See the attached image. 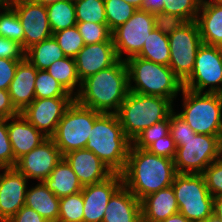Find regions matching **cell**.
Returning a JSON list of instances; mask_svg holds the SVG:
<instances>
[{
    "mask_svg": "<svg viewBox=\"0 0 222 222\" xmlns=\"http://www.w3.org/2000/svg\"><path fill=\"white\" fill-rule=\"evenodd\" d=\"M74 97L46 70H38L35 81V99Z\"/></svg>",
    "mask_w": 222,
    "mask_h": 222,
    "instance_id": "34",
    "label": "cell"
},
{
    "mask_svg": "<svg viewBox=\"0 0 222 222\" xmlns=\"http://www.w3.org/2000/svg\"><path fill=\"white\" fill-rule=\"evenodd\" d=\"M186 21L178 16L163 11L154 13L155 29H158L162 34L169 35L176 29L184 25Z\"/></svg>",
    "mask_w": 222,
    "mask_h": 222,
    "instance_id": "42",
    "label": "cell"
},
{
    "mask_svg": "<svg viewBox=\"0 0 222 222\" xmlns=\"http://www.w3.org/2000/svg\"><path fill=\"white\" fill-rule=\"evenodd\" d=\"M131 145L117 114L101 113L95 119L85 149L91 150L114 173H121Z\"/></svg>",
    "mask_w": 222,
    "mask_h": 222,
    "instance_id": "3",
    "label": "cell"
},
{
    "mask_svg": "<svg viewBox=\"0 0 222 222\" xmlns=\"http://www.w3.org/2000/svg\"><path fill=\"white\" fill-rule=\"evenodd\" d=\"M199 10L197 0H167L162 8L163 12L178 15L186 22L196 21Z\"/></svg>",
    "mask_w": 222,
    "mask_h": 222,
    "instance_id": "38",
    "label": "cell"
},
{
    "mask_svg": "<svg viewBox=\"0 0 222 222\" xmlns=\"http://www.w3.org/2000/svg\"><path fill=\"white\" fill-rule=\"evenodd\" d=\"M30 1L34 2V3L42 4L44 6H47L49 4H52V3H55V2H58V1H62V0H30Z\"/></svg>",
    "mask_w": 222,
    "mask_h": 222,
    "instance_id": "53",
    "label": "cell"
},
{
    "mask_svg": "<svg viewBox=\"0 0 222 222\" xmlns=\"http://www.w3.org/2000/svg\"><path fill=\"white\" fill-rule=\"evenodd\" d=\"M46 7L52 33L76 26V10L73 0L58 1Z\"/></svg>",
    "mask_w": 222,
    "mask_h": 222,
    "instance_id": "30",
    "label": "cell"
},
{
    "mask_svg": "<svg viewBox=\"0 0 222 222\" xmlns=\"http://www.w3.org/2000/svg\"><path fill=\"white\" fill-rule=\"evenodd\" d=\"M74 60L77 74L82 82L100 70L111 67L119 59L113 41H104L98 44L84 45Z\"/></svg>",
    "mask_w": 222,
    "mask_h": 222,
    "instance_id": "18",
    "label": "cell"
},
{
    "mask_svg": "<svg viewBox=\"0 0 222 222\" xmlns=\"http://www.w3.org/2000/svg\"><path fill=\"white\" fill-rule=\"evenodd\" d=\"M43 182L58 198L81 192L83 189L77 175L64 158Z\"/></svg>",
    "mask_w": 222,
    "mask_h": 222,
    "instance_id": "26",
    "label": "cell"
},
{
    "mask_svg": "<svg viewBox=\"0 0 222 222\" xmlns=\"http://www.w3.org/2000/svg\"><path fill=\"white\" fill-rule=\"evenodd\" d=\"M154 28V13L138 9L126 23L114 29L111 37L118 59L122 60L123 53H127L125 60L136 56Z\"/></svg>",
    "mask_w": 222,
    "mask_h": 222,
    "instance_id": "12",
    "label": "cell"
},
{
    "mask_svg": "<svg viewBox=\"0 0 222 222\" xmlns=\"http://www.w3.org/2000/svg\"><path fill=\"white\" fill-rule=\"evenodd\" d=\"M172 104L167 98L129 91L116 114L123 132L133 142L146 128L167 119L174 111Z\"/></svg>",
    "mask_w": 222,
    "mask_h": 222,
    "instance_id": "4",
    "label": "cell"
},
{
    "mask_svg": "<svg viewBox=\"0 0 222 222\" xmlns=\"http://www.w3.org/2000/svg\"><path fill=\"white\" fill-rule=\"evenodd\" d=\"M75 97L35 99L20 114L47 138H51Z\"/></svg>",
    "mask_w": 222,
    "mask_h": 222,
    "instance_id": "14",
    "label": "cell"
},
{
    "mask_svg": "<svg viewBox=\"0 0 222 222\" xmlns=\"http://www.w3.org/2000/svg\"><path fill=\"white\" fill-rule=\"evenodd\" d=\"M162 222H190V221L180 212H177L172 216H169L167 219H165Z\"/></svg>",
    "mask_w": 222,
    "mask_h": 222,
    "instance_id": "51",
    "label": "cell"
},
{
    "mask_svg": "<svg viewBox=\"0 0 222 222\" xmlns=\"http://www.w3.org/2000/svg\"><path fill=\"white\" fill-rule=\"evenodd\" d=\"M146 150L157 156L174 159L176 153V145L169 132L166 136L149 145Z\"/></svg>",
    "mask_w": 222,
    "mask_h": 222,
    "instance_id": "44",
    "label": "cell"
},
{
    "mask_svg": "<svg viewBox=\"0 0 222 222\" xmlns=\"http://www.w3.org/2000/svg\"><path fill=\"white\" fill-rule=\"evenodd\" d=\"M101 112L80 105L76 100L68 107L51 137L62 155L85 149L95 119Z\"/></svg>",
    "mask_w": 222,
    "mask_h": 222,
    "instance_id": "8",
    "label": "cell"
},
{
    "mask_svg": "<svg viewBox=\"0 0 222 222\" xmlns=\"http://www.w3.org/2000/svg\"><path fill=\"white\" fill-rule=\"evenodd\" d=\"M14 166L15 158L8 136L7 119H0V169Z\"/></svg>",
    "mask_w": 222,
    "mask_h": 222,
    "instance_id": "41",
    "label": "cell"
},
{
    "mask_svg": "<svg viewBox=\"0 0 222 222\" xmlns=\"http://www.w3.org/2000/svg\"><path fill=\"white\" fill-rule=\"evenodd\" d=\"M7 222H48L38 212L27 206H22Z\"/></svg>",
    "mask_w": 222,
    "mask_h": 222,
    "instance_id": "47",
    "label": "cell"
},
{
    "mask_svg": "<svg viewBox=\"0 0 222 222\" xmlns=\"http://www.w3.org/2000/svg\"><path fill=\"white\" fill-rule=\"evenodd\" d=\"M38 69L26 58L18 63L8 93L15 108L21 113L35 100V81Z\"/></svg>",
    "mask_w": 222,
    "mask_h": 222,
    "instance_id": "21",
    "label": "cell"
},
{
    "mask_svg": "<svg viewBox=\"0 0 222 222\" xmlns=\"http://www.w3.org/2000/svg\"><path fill=\"white\" fill-rule=\"evenodd\" d=\"M102 222H142L141 201L122 185L110 198Z\"/></svg>",
    "mask_w": 222,
    "mask_h": 222,
    "instance_id": "22",
    "label": "cell"
},
{
    "mask_svg": "<svg viewBox=\"0 0 222 222\" xmlns=\"http://www.w3.org/2000/svg\"><path fill=\"white\" fill-rule=\"evenodd\" d=\"M176 174L173 159L157 156L133 144L121 172L123 185L140 201L151 193L171 186Z\"/></svg>",
    "mask_w": 222,
    "mask_h": 222,
    "instance_id": "1",
    "label": "cell"
},
{
    "mask_svg": "<svg viewBox=\"0 0 222 222\" xmlns=\"http://www.w3.org/2000/svg\"><path fill=\"white\" fill-rule=\"evenodd\" d=\"M82 192L60 198L58 222H83Z\"/></svg>",
    "mask_w": 222,
    "mask_h": 222,
    "instance_id": "35",
    "label": "cell"
},
{
    "mask_svg": "<svg viewBox=\"0 0 222 222\" xmlns=\"http://www.w3.org/2000/svg\"><path fill=\"white\" fill-rule=\"evenodd\" d=\"M7 3L15 10L22 24L25 51L53 35L46 6L30 0H7Z\"/></svg>",
    "mask_w": 222,
    "mask_h": 222,
    "instance_id": "13",
    "label": "cell"
},
{
    "mask_svg": "<svg viewBox=\"0 0 222 222\" xmlns=\"http://www.w3.org/2000/svg\"><path fill=\"white\" fill-rule=\"evenodd\" d=\"M59 205L60 198L43 181L26 191L25 206L34 209L48 222H58Z\"/></svg>",
    "mask_w": 222,
    "mask_h": 222,
    "instance_id": "25",
    "label": "cell"
},
{
    "mask_svg": "<svg viewBox=\"0 0 222 222\" xmlns=\"http://www.w3.org/2000/svg\"><path fill=\"white\" fill-rule=\"evenodd\" d=\"M220 138L207 134H195L176 145L174 164L177 173L202 174L220 157Z\"/></svg>",
    "mask_w": 222,
    "mask_h": 222,
    "instance_id": "9",
    "label": "cell"
},
{
    "mask_svg": "<svg viewBox=\"0 0 222 222\" xmlns=\"http://www.w3.org/2000/svg\"><path fill=\"white\" fill-rule=\"evenodd\" d=\"M6 0H0V6L5 2Z\"/></svg>",
    "mask_w": 222,
    "mask_h": 222,
    "instance_id": "58",
    "label": "cell"
},
{
    "mask_svg": "<svg viewBox=\"0 0 222 222\" xmlns=\"http://www.w3.org/2000/svg\"><path fill=\"white\" fill-rule=\"evenodd\" d=\"M196 22L203 44L222 47V4H201Z\"/></svg>",
    "mask_w": 222,
    "mask_h": 222,
    "instance_id": "24",
    "label": "cell"
},
{
    "mask_svg": "<svg viewBox=\"0 0 222 222\" xmlns=\"http://www.w3.org/2000/svg\"><path fill=\"white\" fill-rule=\"evenodd\" d=\"M0 13V36L20 43L24 49V30L15 10L7 3H3Z\"/></svg>",
    "mask_w": 222,
    "mask_h": 222,
    "instance_id": "31",
    "label": "cell"
},
{
    "mask_svg": "<svg viewBox=\"0 0 222 222\" xmlns=\"http://www.w3.org/2000/svg\"><path fill=\"white\" fill-rule=\"evenodd\" d=\"M170 132V118L155 123L152 126L146 128L133 142L132 144L139 149H146L153 142L166 136Z\"/></svg>",
    "mask_w": 222,
    "mask_h": 222,
    "instance_id": "39",
    "label": "cell"
},
{
    "mask_svg": "<svg viewBox=\"0 0 222 222\" xmlns=\"http://www.w3.org/2000/svg\"><path fill=\"white\" fill-rule=\"evenodd\" d=\"M213 213L218 216L222 222V195L216 196L213 199Z\"/></svg>",
    "mask_w": 222,
    "mask_h": 222,
    "instance_id": "50",
    "label": "cell"
},
{
    "mask_svg": "<svg viewBox=\"0 0 222 222\" xmlns=\"http://www.w3.org/2000/svg\"><path fill=\"white\" fill-rule=\"evenodd\" d=\"M197 1L200 5L205 3V0H197Z\"/></svg>",
    "mask_w": 222,
    "mask_h": 222,
    "instance_id": "57",
    "label": "cell"
},
{
    "mask_svg": "<svg viewBox=\"0 0 222 222\" xmlns=\"http://www.w3.org/2000/svg\"><path fill=\"white\" fill-rule=\"evenodd\" d=\"M27 178L15 168L0 174V222H7L25 205Z\"/></svg>",
    "mask_w": 222,
    "mask_h": 222,
    "instance_id": "17",
    "label": "cell"
},
{
    "mask_svg": "<svg viewBox=\"0 0 222 222\" xmlns=\"http://www.w3.org/2000/svg\"><path fill=\"white\" fill-rule=\"evenodd\" d=\"M18 60L0 58V89L8 90L15 76Z\"/></svg>",
    "mask_w": 222,
    "mask_h": 222,
    "instance_id": "46",
    "label": "cell"
},
{
    "mask_svg": "<svg viewBox=\"0 0 222 222\" xmlns=\"http://www.w3.org/2000/svg\"><path fill=\"white\" fill-rule=\"evenodd\" d=\"M170 134L177 145L181 140H187L190 137H195V132L189 125L174 111L170 114Z\"/></svg>",
    "mask_w": 222,
    "mask_h": 222,
    "instance_id": "43",
    "label": "cell"
},
{
    "mask_svg": "<svg viewBox=\"0 0 222 222\" xmlns=\"http://www.w3.org/2000/svg\"><path fill=\"white\" fill-rule=\"evenodd\" d=\"M220 84V85H219ZM222 94V47L203 44L198 48L190 77L183 83L187 90Z\"/></svg>",
    "mask_w": 222,
    "mask_h": 222,
    "instance_id": "11",
    "label": "cell"
},
{
    "mask_svg": "<svg viewBox=\"0 0 222 222\" xmlns=\"http://www.w3.org/2000/svg\"><path fill=\"white\" fill-rule=\"evenodd\" d=\"M76 27L83 37L85 45L113 41L107 24L77 22Z\"/></svg>",
    "mask_w": 222,
    "mask_h": 222,
    "instance_id": "37",
    "label": "cell"
},
{
    "mask_svg": "<svg viewBox=\"0 0 222 222\" xmlns=\"http://www.w3.org/2000/svg\"><path fill=\"white\" fill-rule=\"evenodd\" d=\"M204 4H222V0H205Z\"/></svg>",
    "mask_w": 222,
    "mask_h": 222,
    "instance_id": "55",
    "label": "cell"
},
{
    "mask_svg": "<svg viewBox=\"0 0 222 222\" xmlns=\"http://www.w3.org/2000/svg\"><path fill=\"white\" fill-rule=\"evenodd\" d=\"M25 52L20 43L0 36V58L23 61Z\"/></svg>",
    "mask_w": 222,
    "mask_h": 222,
    "instance_id": "45",
    "label": "cell"
},
{
    "mask_svg": "<svg viewBox=\"0 0 222 222\" xmlns=\"http://www.w3.org/2000/svg\"><path fill=\"white\" fill-rule=\"evenodd\" d=\"M46 71L72 96H77L82 82L77 74V67L73 58L64 57L56 60L46 69ZM77 85L79 89H77V92H74Z\"/></svg>",
    "mask_w": 222,
    "mask_h": 222,
    "instance_id": "29",
    "label": "cell"
},
{
    "mask_svg": "<svg viewBox=\"0 0 222 222\" xmlns=\"http://www.w3.org/2000/svg\"><path fill=\"white\" fill-rule=\"evenodd\" d=\"M63 159L61 151L52 138H47L39 146L16 161L14 168L27 179L44 181Z\"/></svg>",
    "mask_w": 222,
    "mask_h": 222,
    "instance_id": "15",
    "label": "cell"
},
{
    "mask_svg": "<svg viewBox=\"0 0 222 222\" xmlns=\"http://www.w3.org/2000/svg\"><path fill=\"white\" fill-rule=\"evenodd\" d=\"M209 193L213 196L222 195V158L211 163L202 173Z\"/></svg>",
    "mask_w": 222,
    "mask_h": 222,
    "instance_id": "40",
    "label": "cell"
},
{
    "mask_svg": "<svg viewBox=\"0 0 222 222\" xmlns=\"http://www.w3.org/2000/svg\"><path fill=\"white\" fill-rule=\"evenodd\" d=\"M170 47L169 67L184 83L192 74L198 48L202 45L196 21H188L168 35Z\"/></svg>",
    "mask_w": 222,
    "mask_h": 222,
    "instance_id": "10",
    "label": "cell"
},
{
    "mask_svg": "<svg viewBox=\"0 0 222 222\" xmlns=\"http://www.w3.org/2000/svg\"><path fill=\"white\" fill-rule=\"evenodd\" d=\"M220 158H222V136L220 138Z\"/></svg>",
    "mask_w": 222,
    "mask_h": 222,
    "instance_id": "56",
    "label": "cell"
},
{
    "mask_svg": "<svg viewBox=\"0 0 222 222\" xmlns=\"http://www.w3.org/2000/svg\"><path fill=\"white\" fill-rule=\"evenodd\" d=\"M128 68L129 91L141 95L158 96L172 102L183 90L182 81L169 66L157 64L137 56L125 60ZM135 82L133 86L131 83Z\"/></svg>",
    "mask_w": 222,
    "mask_h": 222,
    "instance_id": "5",
    "label": "cell"
},
{
    "mask_svg": "<svg viewBox=\"0 0 222 222\" xmlns=\"http://www.w3.org/2000/svg\"><path fill=\"white\" fill-rule=\"evenodd\" d=\"M166 1L167 0H144L143 10H146L151 13L162 11V8Z\"/></svg>",
    "mask_w": 222,
    "mask_h": 222,
    "instance_id": "49",
    "label": "cell"
},
{
    "mask_svg": "<svg viewBox=\"0 0 222 222\" xmlns=\"http://www.w3.org/2000/svg\"><path fill=\"white\" fill-rule=\"evenodd\" d=\"M66 57L56 39L51 36L25 52V58L38 70H46L56 60Z\"/></svg>",
    "mask_w": 222,
    "mask_h": 222,
    "instance_id": "27",
    "label": "cell"
},
{
    "mask_svg": "<svg viewBox=\"0 0 222 222\" xmlns=\"http://www.w3.org/2000/svg\"><path fill=\"white\" fill-rule=\"evenodd\" d=\"M203 222H221L218 216L212 213L205 221Z\"/></svg>",
    "mask_w": 222,
    "mask_h": 222,
    "instance_id": "54",
    "label": "cell"
},
{
    "mask_svg": "<svg viewBox=\"0 0 222 222\" xmlns=\"http://www.w3.org/2000/svg\"><path fill=\"white\" fill-rule=\"evenodd\" d=\"M126 3L133 5L136 9H143L144 0H124Z\"/></svg>",
    "mask_w": 222,
    "mask_h": 222,
    "instance_id": "52",
    "label": "cell"
},
{
    "mask_svg": "<svg viewBox=\"0 0 222 222\" xmlns=\"http://www.w3.org/2000/svg\"><path fill=\"white\" fill-rule=\"evenodd\" d=\"M142 59L169 66L170 47L168 35L162 34L158 29H153L142 50L136 55Z\"/></svg>",
    "mask_w": 222,
    "mask_h": 222,
    "instance_id": "28",
    "label": "cell"
},
{
    "mask_svg": "<svg viewBox=\"0 0 222 222\" xmlns=\"http://www.w3.org/2000/svg\"><path fill=\"white\" fill-rule=\"evenodd\" d=\"M77 22L107 24L104 0H73Z\"/></svg>",
    "mask_w": 222,
    "mask_h": 222,
    "instance_id": "33",
    "label": "cell"
},
{
    "mask_svg": "<svg viewBox=\"0 0 222 222\" xmlns=\"http://www.w3.org/2000/svg\"><path fill=\"white\" fill-rule=\"evenodd\" d=\"M82 186L102 182L114 172L109 169L91 150L79 149L63 155Z\"/></svg>",
    "mask_w": 222,
    "mask_h": 222,
    "instance_id": "19",
    "label": "cell"
},
{
    "mask_svg": "<svg viewBox=\"0 0 222 222\" xmlns=\"http://www.w3.org/2000/svg\"><path fill=\"white\" fill-rule=\"evenodd\" d=\"M20 114L12 103L8 90L0 89V119H8Z\"/></svg>",
    "mask_w": 222,
    "mask_h": 222,
    "instance_id": "48",
    "label": "cell"
},
{
    "mask_svg": "<svg viewBox=\"0 0 222 222\" xmlns=\"http://www.w3.org/2000/svg\"><path fill=\"white\" fill-rule=\"evenodd\" d=\"M172 188L179 212L190 222H203L213 213L214 197L206 187L203 174L177 173Z\"/></svg>",
    "mask_w": 222,
    "mask_h": 222,
    "instance_id": "7",
    "label": "cell"
},
{
    "mask_svg": "<svg viewBox=\"0 0 222 222\" xmlns=\"http://www.w3.org/2000/svg\"><path fill=\"white\" fill-rule=\"evenodd\" d=\"M141 210L142 222H162L179 212L172 185L144 197Z\"/></svg>",
    "mask_w": 222,
    "mask_h": 222,
    "instance_id": "23",
    "label": "cell"
},
{
    "mask_svg": "<svg viewBox=\"0 0 222 222\" xmlns=\"http://www.w3.org/2000/svg\"><path fill=\"white\" fill-rule=\"evenodd\" d=\"M52 36L62 48L65 56L73 59L85 45L76 26L55 32Z\"/></svg>",
    "mask_w": 222,
    "mask_h": 222,
    "instance_id": "36",
    "label": "cell"
},
{
    "mask_svg": "<svg viewBox=\"0 0 222 222\" xmlns=\"http://www.w3.org/2000/svg\"><path fill=\"white\" fill-rule=\"evenodd\" d=\"M122 185L121 173H113L102 182L83 186V222H102L110 198Z\"/></svg>",
    "mask_w": 222,
    "mask_h": 222,
    "instance_id": "16",
    "label": "cell"
},
{
    "mask_svg": "<svg viewBox=\"0 0 222 222\" xmlns=\"http://www.w3.org/2000/svg\"><path fill=\"white\" fill-rule=\"evenodd\" d=\"M12 122L9 123V121ZM7 129L15 164L18 159L44 142L47 137L29 123L21 114L7 119Z\"/></svg>",
    "mask_w": 222,
    "mask_h": 222,
    "instance_id": "20",
    "label": "cell"
},
{
    "mask_svg": "<svg viewBox=\"0 0 222 222\" xmlns=\"http://www.w3.org/2000/svg\"><path fill=\"white\" fill-rule=\"evenodd\" d=\"M104 7L107 26L111 32L126 23L138 10L124 0H104Z\"/></svg>",
    "mask_w": 222,
    "mask_h": 222,
    "instance_id": "32",
    "label": "cell"
},
{
    "mask_svg": "<svg viewBox=\"0 0 222 222\" xmlns=\"http://www.w3.org/2000/svg\"><path fill=\"white\" fill-rule=\"evenodd\" d=\"M128 92V68L125 60L119 59L111 67L84 79L75 100L95 111L116 114Z\"/></svg>",
    "mask_w": 222,
    "mask_h": 222,
    "instance_id": "2",
    "label": "cell"
},
{
    "mask_svg": "<svg viewBox=\"0 0 222 222\" xmlns=\"http://www.w3.org/2000/svg\"><path fill=\"white\" fill-rule=\"evenodd\" d=\"M183 111L178 115L197 134L222 136V94L183 88Z\"/></svg>",
    "mask_w": 222,
    "mask_h": 222,
    "instance_id": "6",
    "label": "cell"
}]
</instances>
